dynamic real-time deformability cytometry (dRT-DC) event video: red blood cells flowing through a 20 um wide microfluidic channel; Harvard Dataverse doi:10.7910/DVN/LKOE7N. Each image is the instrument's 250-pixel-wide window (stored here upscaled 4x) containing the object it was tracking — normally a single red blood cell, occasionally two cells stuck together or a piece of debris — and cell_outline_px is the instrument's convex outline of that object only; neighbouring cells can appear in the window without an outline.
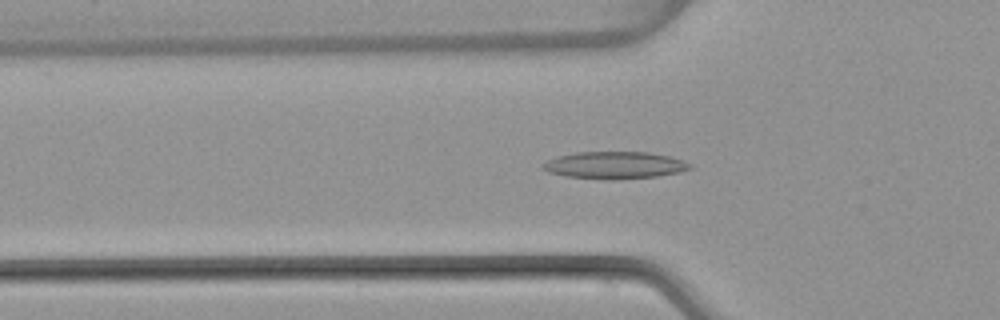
{"species": "common noctule bat (a hibernating species)", "species_latin": "Nyctalus noctula", "temperature_condition": "warm", "stored_images_in_passage": 51, "camera_frame_rate_fps": 3000, "um_per_image_px": 0.085, "animal": {"sex": "female", "body_mass_g": 22.7, "forearm_length_mm": 54.2}, "frame": {"image": 1, "passage_image": 17, "time_ms": 5.333, "image_size_px": [1000, 320], "cell_outline_px": [[692, 168], [680, 172], [656, 176], [616, 180], [608, 180], [564, 176], [548, 172], [540, 168], [540, 164], [548, 160], [560, 156], [576, 152], [648, 152], [668, 156], [692, 164]], "centroid_in_image_um": [52.2, 14.05], "position_along_channel_um": 73.6, "area_um2": 23.35}}
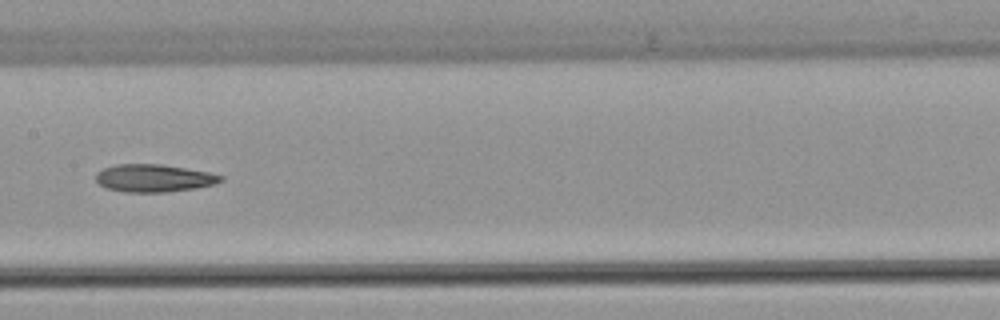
{"frame": {"image": 2, "passage_image": 26, "time_ms": 8.333, "image_size_px": [1000, 320], "cell_outline_px": [[224, 180], [216, 184], [196, 188], [168, 192], [124, 192], [104, 188], [96, 180], [96, 172], [104, 168], [116, 164], [160, 164], [212, 172], [224, 176]], "centroid_in_image_um": [13.11, 15.14], "position_along_channel_um": 194.3, "area_um2": 20.4}}
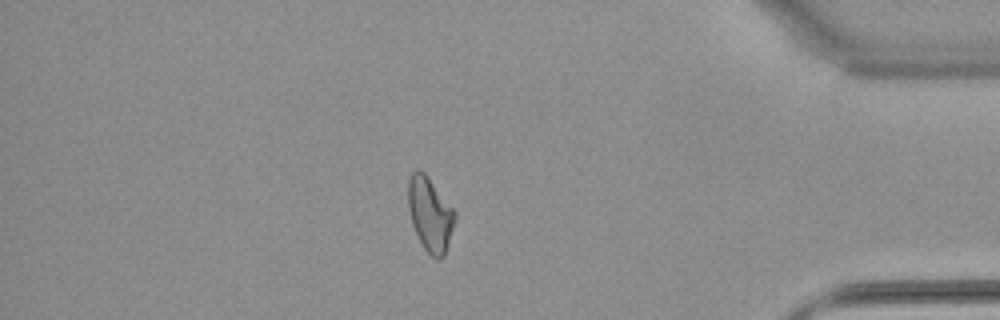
{"frame": {"image": 3, "passage_image": 44, "time_ms": 14.333, "image_size_px": [1000, 320], "cell_outline_px": [[456, 220], [444, 256], [436, 260], [424, 248], [412, 224], [408, 208], [408, 180], [412, 172], [416, 168], [424, 172], [456, 212]], "centroid_in_image_um": [36.56, 18.2], "position_along_channel_um": 398.6, "area_um2": 20.06}}